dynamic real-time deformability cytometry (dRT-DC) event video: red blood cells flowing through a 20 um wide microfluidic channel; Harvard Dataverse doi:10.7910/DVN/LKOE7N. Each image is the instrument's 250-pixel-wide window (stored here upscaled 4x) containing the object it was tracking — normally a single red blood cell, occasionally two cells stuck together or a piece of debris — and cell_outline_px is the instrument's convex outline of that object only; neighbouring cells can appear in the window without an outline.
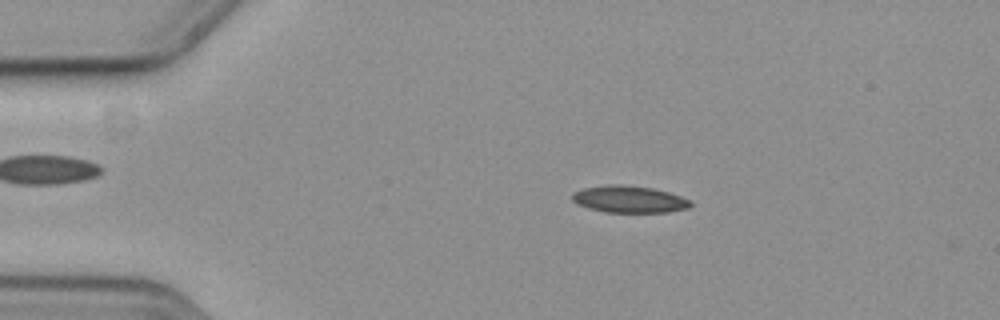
{"species": "common noctule bat (a hibernating species)", "species_latin": "Nyctalus noctula", "temperature_condition": "cold", "stored_images_in_passage": 56, "camera_frame_rate_fps": 3000, "um_per_image_px": 0.085, "animal": {"sex": "female", "body_mass_g": 19.3, "forearm_length_mm": 54.1}, "frame": {"image": 1, "passage_image": 11, "time_ms": 3.333, "image_size_px": [1000, 320], "cell_outline_px": [[692, 204], [688, 208], [668, 212], [604, 212], [588, 208], [576, 204], [572, 200], [572, 192], [584, 188], [620, 184], [652, 188], [668, 192], [692, 200]], "centroid_in_image_um": [53.48, 16.95], "position_along_channel_um": 31.5, "area_um2": 18.5}}
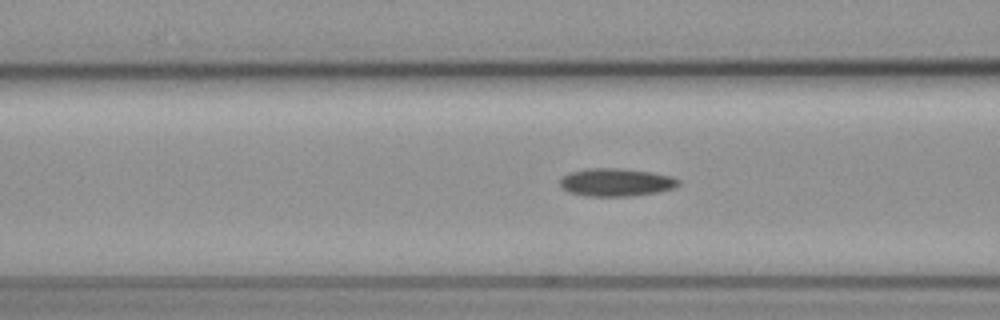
{"frame": {"image": 2, "passage_image": 22, "time_ms": 7.0, "image_size_px": [1000, 320], "cell_outline_px": [[680, 184], [676, 188], [660, 192], [632, 196], [584, 196], [568, 192], [560, 184], [560, 180], [564, 176], [572, 172], [588, 168], [620, 168], [652, 172], [672, 176], [680, 180]], "centroid_in_image_um": [52.43, 15.5], "position_along_channel_um": 114.2, "area_um2": 19.42}}
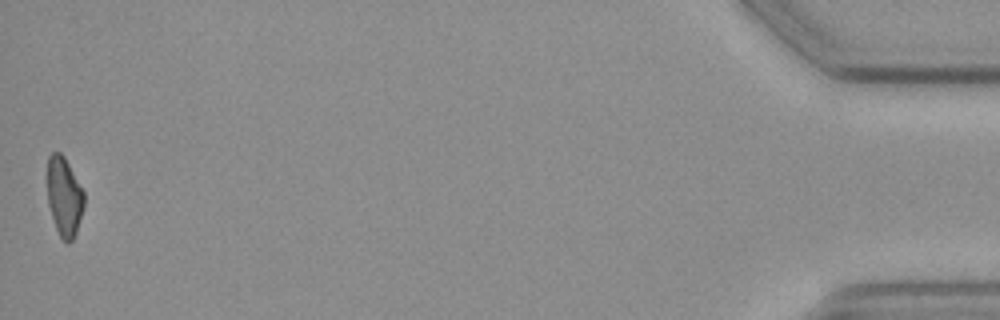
{"frame": {"image": 3, "passage_image": 56, "time_ms": 18.333, "image_size_px": [1000, 320], "cell_outline_px": [[84, 204], [76, 232], [72, 240], [68, 244], [60, 236], [56, 228], [48, 204], [48, 156], [52, 152], [60, 152], [64, 156], [84, 192]], "centroid_in_image_um": [5.46, 16.7], "position_along_channel_um": 429.7, "area_um2": 16.65}}